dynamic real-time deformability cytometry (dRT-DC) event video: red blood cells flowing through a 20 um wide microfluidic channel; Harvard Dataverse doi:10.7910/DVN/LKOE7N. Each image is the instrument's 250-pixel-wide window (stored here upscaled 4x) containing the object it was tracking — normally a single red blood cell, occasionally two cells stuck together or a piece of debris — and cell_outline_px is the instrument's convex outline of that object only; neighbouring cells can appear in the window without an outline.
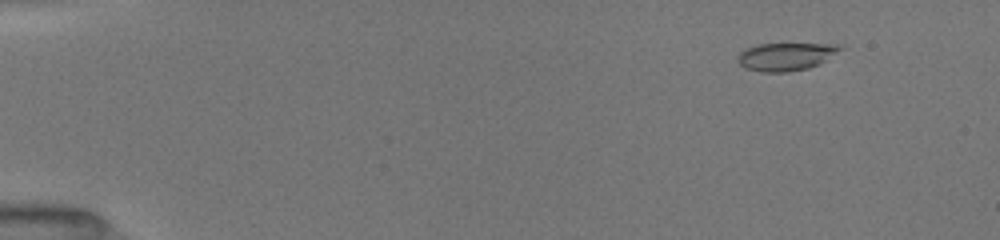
{"species": "common noctule bat (a hibernating species)", "species_latin": "Nyctalus noctula", "temperature_condition": "room temperature", "stored_images_in_passage": 14, "camera_frame_rate_fps": 3000, "um_per_image_px": 0.085, "animal": {"sex": "female", "body_mass_g": 19.5, "forearm_length_mm": 54.1}, "frame": {"image": 1, "passage_image": 4, "time_ms": 1.667, "image_size_px": [1000, 240], "cell_outline_px": [[844, 48], [820, 64], [808, 68], [788, 72], [760, 72], [744, 68], [736, 60], [736, 56], [740, 52], [756, 44], [840, 44]], "centroid_in_image_um": [66.78, 4.81], "position_along_channel_um": 18.2, "area_um2": 16.76}}
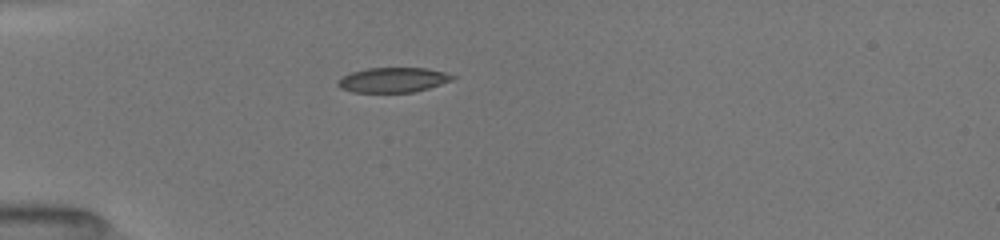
{"frame": {"image": 2, "passage_image": 13, "time_ms": 5.0, "image_size_px": [1000, 240], "cell_outline_px": [[456, 76], [452, 80], [428, 88], [412, 92], [352, 92], [340, 88], [336, 84], [344, 76], [352, 72], [368, 68], [428, 68], [444, 72]], "centroid_in_image_um": [33.41, 6.79], "position_along_channel_um": 51.6, "area_um2": 16.42}}